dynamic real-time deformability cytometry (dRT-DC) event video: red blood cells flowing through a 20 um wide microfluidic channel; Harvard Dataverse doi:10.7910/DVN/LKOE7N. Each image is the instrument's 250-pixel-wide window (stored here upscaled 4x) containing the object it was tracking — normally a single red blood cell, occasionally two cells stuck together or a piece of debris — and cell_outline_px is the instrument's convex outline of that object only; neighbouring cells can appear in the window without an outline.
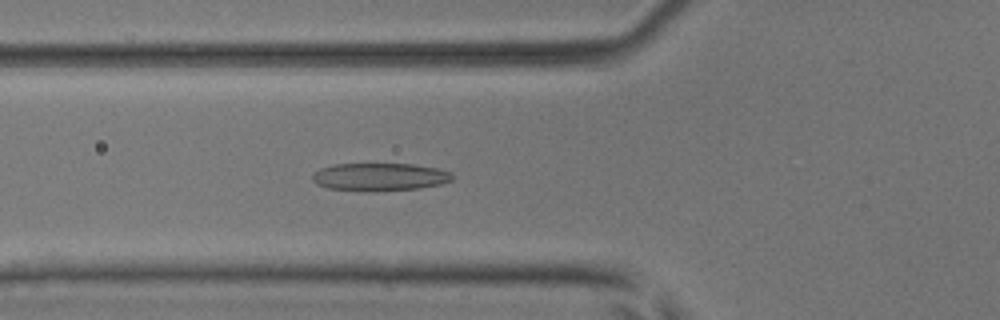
{"species": "common noctule bat (a hibernating species)", "species_latin": "Nyctalus noctula", "temperature_condition": "room temperature", "stored_images_in_passage": 51, "camera_frame_rate_fps": 3000, "um_per_image_px": 0.085, "animal": {"sex": "male", "body_mass_g": 17.9, "forearm_length_mm": 54.2}, "frame": {"image": 1, "passage_image": 19, "time_ms": 6.0, "image_size_px": [1000, 320], "cell_outline_px": [[452, 180], [440, 184], [420, 188], [368, 192], [328, 188], [316, 184], [312, 180], [312, 176], [320, 168], [332, 164], [412, 164], [436, 168], [452, 172]], "centroid_in_image_um": [32.25, 15.04], "position_along_channel_um": 93.5, "area_um2": 22.77}}
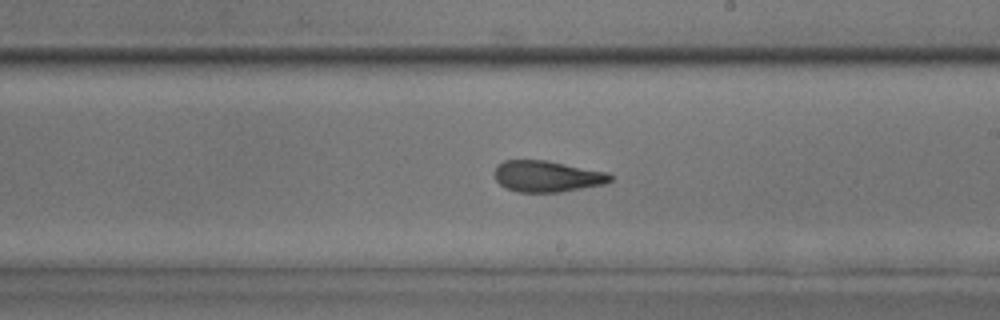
{"frame": {"image": 2, "passage_image": 30, "time_ms": 9.667, "image_size_px": [1000, 320], "cell_outline_px": [[612, 180], [604, 184], [560, 192], [516, 192], [504, 188], [496, 180], [492, 172], [496, 164], [504, 160], [548, 160], [608, 172], [612, 176]], "centroid_in_image_um": [46.45, 14.98], "position_along_channel_um": 242.6, "area_um2": 21.44}}
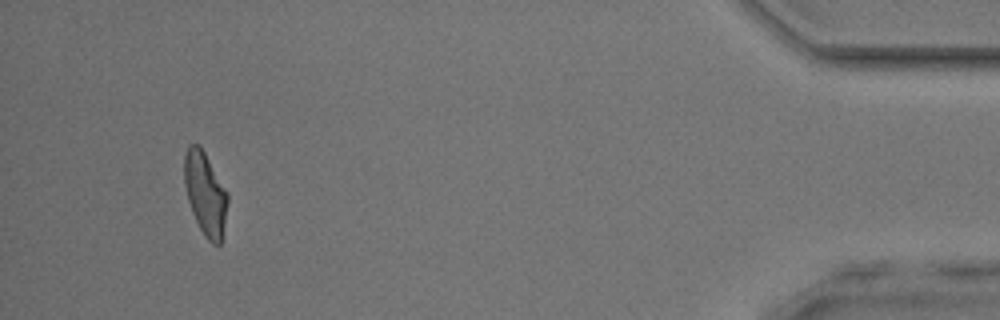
{"frame": {"image": 3, "passage_image": 48, "time_ms": 15.667, "image_size_px": [1000, 320], "cell_outline_px": [[228, 200], [220, 244], [212, 244], [204, 236], [192, 212], [188, 200], [184, 184], [184, 156], [188, 144], [200, 144], [228, 192]], "centroid_in_image_um": [17.43, 16.41], "position_along_channel_um": 417.8, "area_um2": 20.92}, "authors_computed_cell_mechanics": {"area_um2": 21.8484, "velocity_mm_per_s": 4.0756, "shape_relaxation_time_tau1_ms": 4.3395, "shape_relaxation_time_tau2_ms": 1.9211, "deformation_change_tau1": 0.1581, "deformation_change_tau2": 0.1015}}